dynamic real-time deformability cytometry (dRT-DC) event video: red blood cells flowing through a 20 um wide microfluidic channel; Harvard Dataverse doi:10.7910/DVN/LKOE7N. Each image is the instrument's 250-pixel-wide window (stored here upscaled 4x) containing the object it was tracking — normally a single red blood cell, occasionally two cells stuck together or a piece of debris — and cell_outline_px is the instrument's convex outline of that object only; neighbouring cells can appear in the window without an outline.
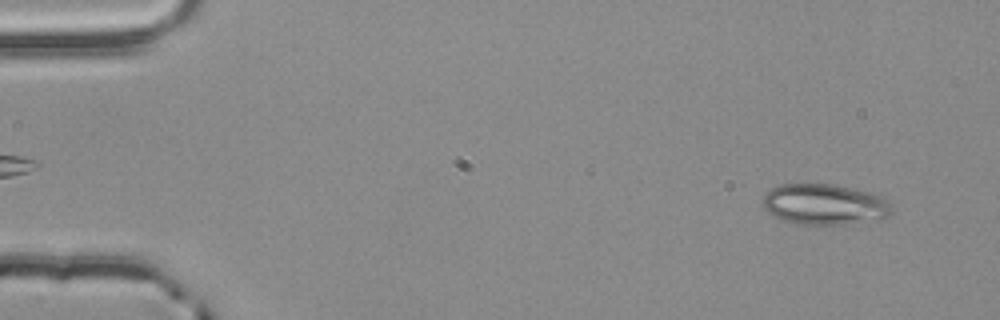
{"species": "common noctule bat (a hibernating species)", "species_latin": "Nyctalus noctula", "temperature_condition": "room temperature", "stored_images_in_passage": 4, "camera_frame_rate_fps": 3000, "um_per_image_px": 0.085, "animal": {"sex": "male", "body_mass_g": 20.4}, "frame": {"image": 1, "passage_image": 4, "time_ms": 1.0, "image_size_px": [1000, 320], "cell_outline_px": [[892, 212], [888, 216], [880, 220], [848, 224], [796, 224], [784, 220], [768, 212], [760, 204], [764, 192], [780, 184], [832, 184], [872, 192], [884, 196]], "centroid_in_image_um": [70.07, 17.37], "position_along_channel_um": 14.9, "area_um2": 30.98}}